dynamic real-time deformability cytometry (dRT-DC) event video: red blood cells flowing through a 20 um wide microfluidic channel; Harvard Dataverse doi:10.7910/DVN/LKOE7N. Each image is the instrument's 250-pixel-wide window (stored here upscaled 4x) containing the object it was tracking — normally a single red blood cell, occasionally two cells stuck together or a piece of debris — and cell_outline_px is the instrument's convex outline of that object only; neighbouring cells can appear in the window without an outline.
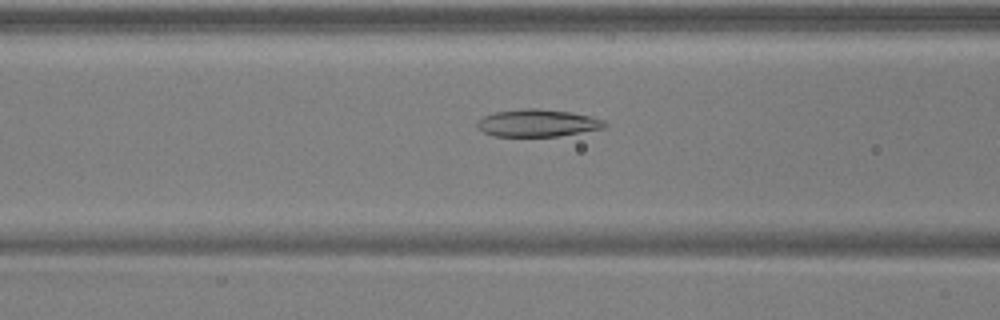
{"species": "common noctule bat (a hibernating species)", "species_latin": "Nyctalus noctula", "temperature_condition": "warm", "stored_images_in_passage": 36, "camera_frame_rate_fps": 3000, "um_per_image_px": 0.085, "animal": {"sex": "male", "body_mass_g": 17.9, "forearm_length_mm": 54.2}, "frame": {"image": 1, "passage_image": 6, "time_ms": 1.667, "image_size_px": [1000, 320], "cell_outline_px": [[608, 124], [604, 128], [560, 136], [492, 136], [484, 132], [476, 124], [484, 116], [496, 112], [524, 108], [536, 108], [572, 112], [592, 116], [604, 120]], "centroid_in_image_um": [45.74, 10.45], "position_along_channel_um": 120.9, "area_um2": 20.29}}
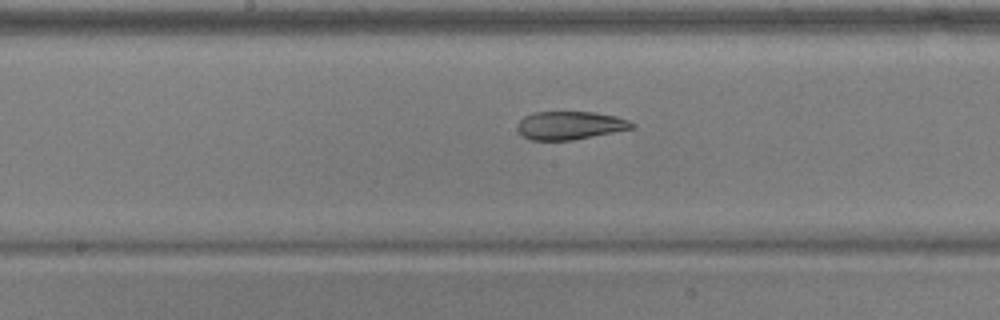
{"frame": {"image": 2, "passage_image": 12, "time_ms": 3.667, "image_size_px": [1000, 320], "cell_outline_px": [[636, 124], [632, 128], [572, 140], [528, 140], [516, 128], [516, 124], [524, 116], [536, 112], [592, 112], [616, 116], [628, 120]], "centroid_in_image_um": [48.41, 10.65], "position_along_channel_um": 199.8, "area_um2": 18.67}}
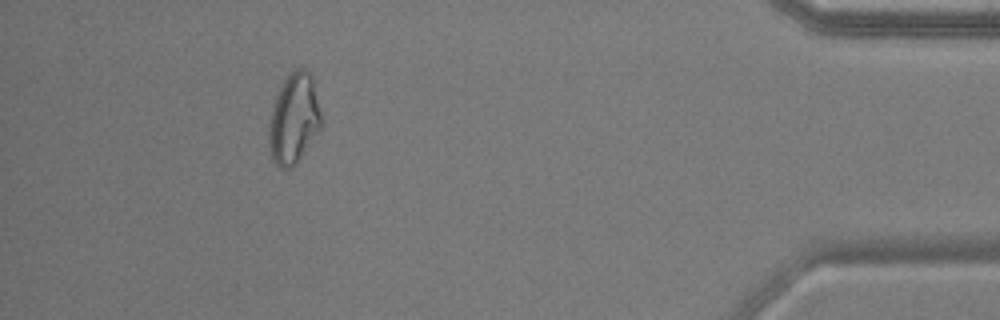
{"frame": {"image": 3, "passage_image": 32, "time_ms": 10.333, "image_size_px": [1000, 320], "cell_outline_px": [[320, 128], [292, 168], [280, 168], [276, 164], [272, 156], [268, 144], [268, 128], [272, 108], [276, 96], [284, 80], [296, 68], [304, 68], [312, 76], [320, 112]], "centroid_in_image_um": [24.95, 10.09], "position_along_channel_um": 410.2, "area_um2": 26.88}, "authors_computed_cell_mechanics": {"area_um2": 20.9814, "velocity_mm_per_s": 3.9306, "shape_relaxation_time_tau1_ms": null, "shape_relaxation_time_tau2_ms": 1.8279, "deformation_change_tau1": null, "deformation_change_tau2": 0.0744}}